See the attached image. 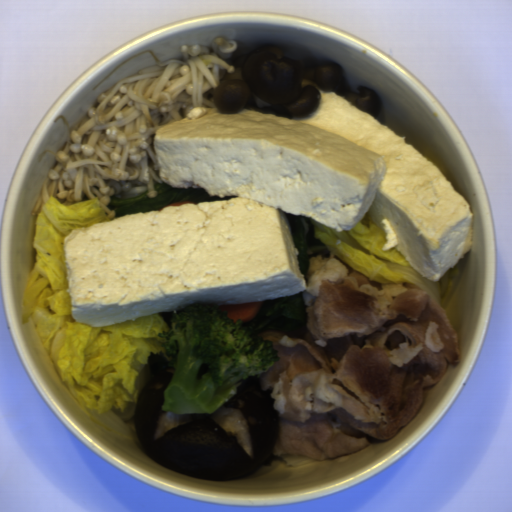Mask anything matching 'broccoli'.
Segmentation results:
<instances>
[{"label": "broccoli", "instance_id": "1", "mask_svg": "<svg viewBox=\"0 0 512 512\" xmlns=\"http://www.w3.org/2000/svg\"><path fill=\"white\" fill-rule=\"evenodd\" d=\"M210 301L192 302L180 310L158 313L170 331L163 352L148 357L149 374L174 368L162 391L161 411L209 415L237 395L241 380L262 375L281 360L273 342L248 322H236Z\"/></svg>", "mask_w": 512, "mask_h": 512}]
</instances>
